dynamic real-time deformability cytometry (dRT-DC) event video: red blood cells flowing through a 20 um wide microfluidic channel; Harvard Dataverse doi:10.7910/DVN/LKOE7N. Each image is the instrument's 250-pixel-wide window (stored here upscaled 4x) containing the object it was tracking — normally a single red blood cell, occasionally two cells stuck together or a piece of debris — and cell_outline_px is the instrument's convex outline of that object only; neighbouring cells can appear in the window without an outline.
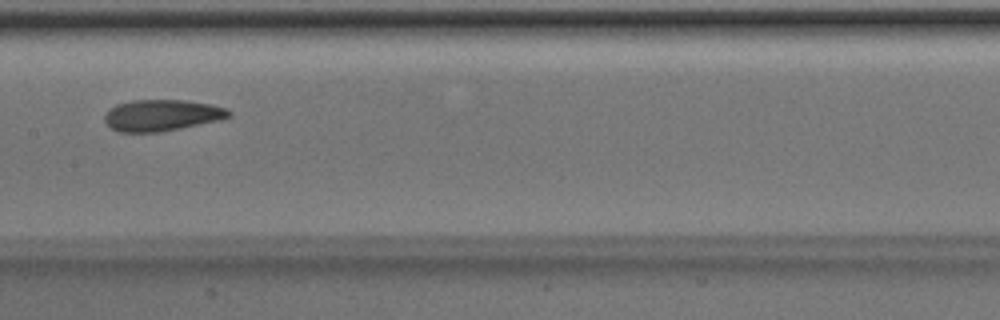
{"species": "Egyptian fruit bat (a non-hibernating species)", "species_latin": "Rousettus aegyptiacus", "temperature_condition": "room temperature", "stored_images_in_passage": 47, "camera_frame_rate_fps": 3000, "um_per_image_px": 0.085, "animal": {"sex": "male"}, "frame": {"image": 1, "passage_image": 22, "time_ms": 7.0, "image_size_px": [1000, 320], "cell_outline_px": [[232, 116], [220, 120], [160, 132], [116, 132], [104, 120], [104, 116], [116, 104], [132, 100], [184, 100], [212, 104], [228, 108], [232, 112]], "centroid_in_image_um": [13.8, 9.79], "position_along_channel_um": 193.6, "area_um2": 22.77}}
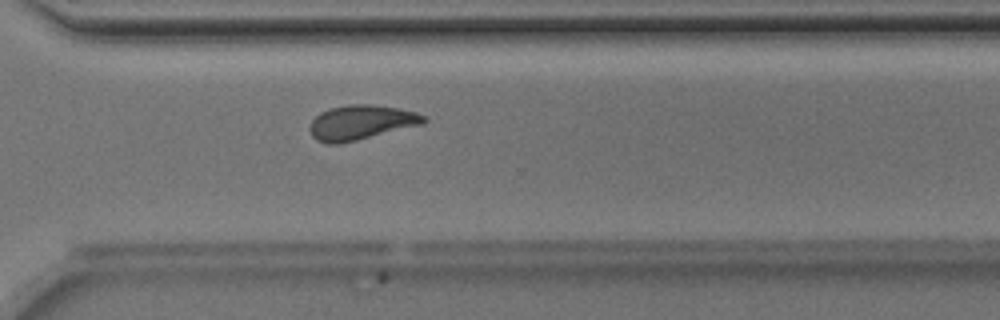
{"frame": {"image": 2, "passage_image": 33, "time_ms": 10.667, "image_size_px": [1000, 320], "cell_outline_px": [[428, 120], [424, 124], [340, 144], [328, 144], [316, 140], [312, 136], [308, 128], [312, 120], [320, 112], [328, 108], [348, 104], [372, 104], [400, 108], [416, 112], [424, 116]], "centroid_in_image_um": [30.68, 10.4], "position_along_channel_um": 339.9, "area_um2": 23.29}}
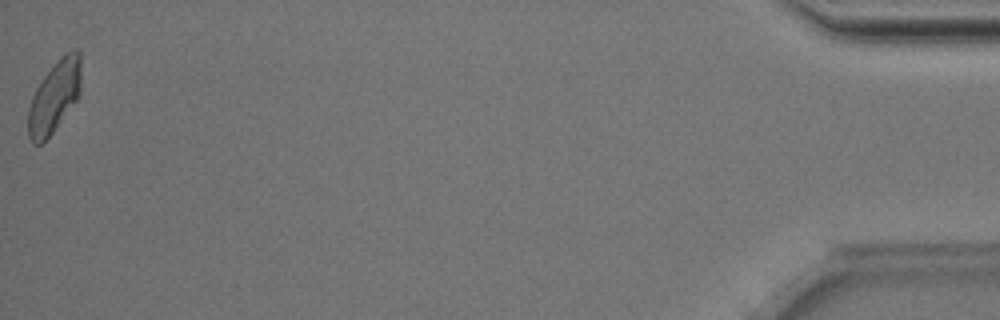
{"frame": {"image": 3, "passage_image": 47, "time_ms": 15.333, "image_size_px": [1000, 320], "cell_outline_px": [[80, 96], [52, 132], [40, 144], [32, 144], [28, 136], [28, 108], [32, 96], [36, 88], [44, 76], [60, 56], [76, 48], [80, 52]], "centroid_in_image_um": [4.62, 8.2], "position_along_channel_um": 430.6, "area_um2": 21.96}, "authors_computed_cell_mechanics": {"area_um2": 22.7154, "velocity_mm_per_s": 4.0019, "shape_relaxation_time_tau1_ms": 5.3956, "shape_relaxation_time_tau2_ms": 1.9448, "deformation_change_tau1": 0.1466, "deformation_change_tau2": 0.0962}}